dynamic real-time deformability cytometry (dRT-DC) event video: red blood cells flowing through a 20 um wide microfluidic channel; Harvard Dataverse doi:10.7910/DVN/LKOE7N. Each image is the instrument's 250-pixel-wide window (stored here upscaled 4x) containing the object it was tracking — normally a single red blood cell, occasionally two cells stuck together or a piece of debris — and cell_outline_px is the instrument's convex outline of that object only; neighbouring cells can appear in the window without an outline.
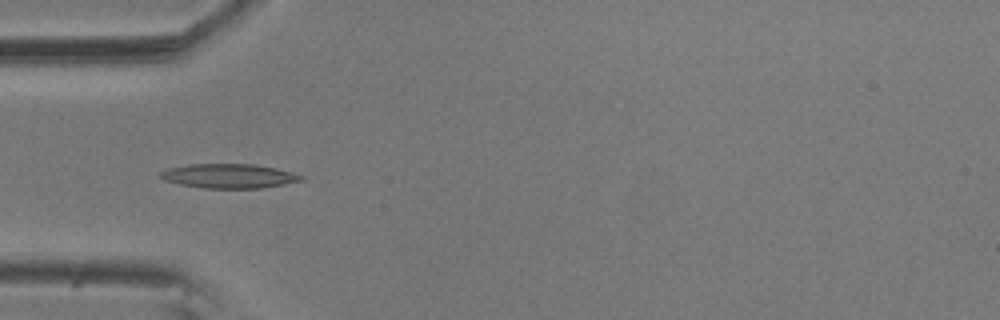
{"species": "common noctule bat (a hibernating species)", "species_latin": "Nyctalus noctula", "temperature_condition": "room temperature", "stored_images_in_passage": 11, "camera_frame_rate_fps": 3000, "um_per_image_px": 0.085, "animal": {"sex": "male", "body_mass_g": 20.5, "forearm_length_mm": 52.5}, "frame": {"image": 1, "passage_image": 5, "time_ms": 1.333, "image_size_px": [1000, 320], "cell_outline_px": [[304, 180], [284, 184], [260, 188], [204, 188], [180, 184], [164, 180], [156, 176], [160, 172], [168, 168], [188, 164], [256, 164], [276, 168], [304, 176]], "centroid_in_image_um": [19.43, 14.95], "position_along_channel_um": 65.6, "area_um2": 20.0}}
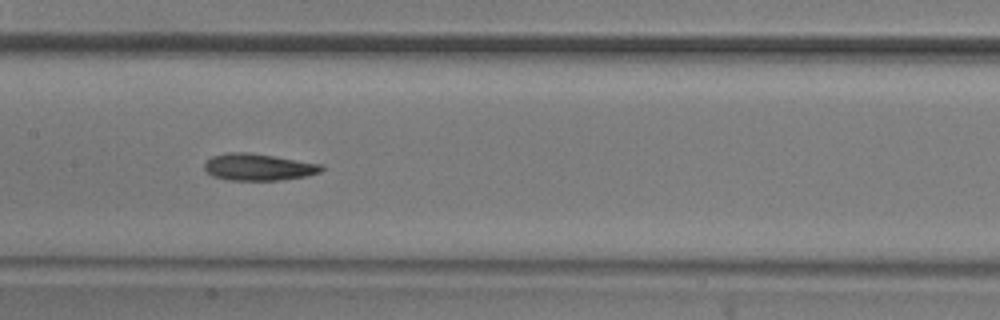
{"frame": {"image": 2, "passage_image": 8, "time_ms": 2.333, "image_size_px": [1000, 320], "cell_outline_px": [[324, 168], [320, 172], [304, 176], [280, 180], [228, 180], [212, 176], [204, 168], [204, 164], [212, 156], [228, 152], [248, 152], [324, 164]], "centroid_in_image_um": [21.97, 14.2], "position_along_channel_um": 185.4, "area_um2": 18.26}}
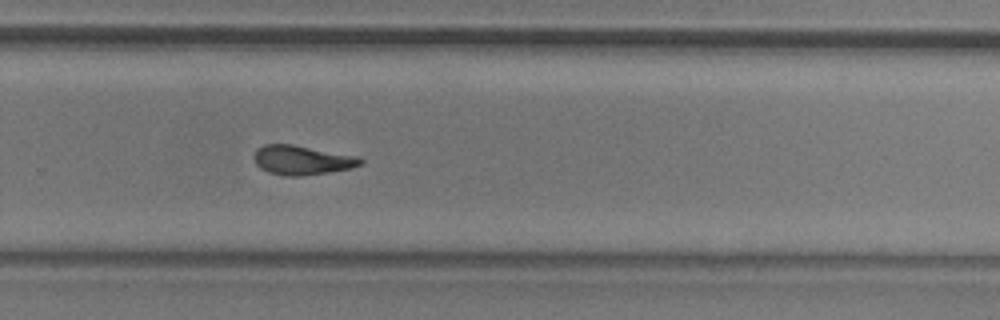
{"frame": {"image": 3, "passage_image": 11, "time_ms": 3.333, "image_size_px": [1000, 320], "cell_outline_px": [[364, 160], [360, 164], [352, 168], [300, 176], [284, 176], [268, 172], [260, 168], [256, 164], [252, 156], [256, 148], [264, 144], [292, 144], [356, 156]], "centroid_in_image_um": [25.6, 13.6], "position_along_channel_um": 304.2, "area_um2": 18.15}}